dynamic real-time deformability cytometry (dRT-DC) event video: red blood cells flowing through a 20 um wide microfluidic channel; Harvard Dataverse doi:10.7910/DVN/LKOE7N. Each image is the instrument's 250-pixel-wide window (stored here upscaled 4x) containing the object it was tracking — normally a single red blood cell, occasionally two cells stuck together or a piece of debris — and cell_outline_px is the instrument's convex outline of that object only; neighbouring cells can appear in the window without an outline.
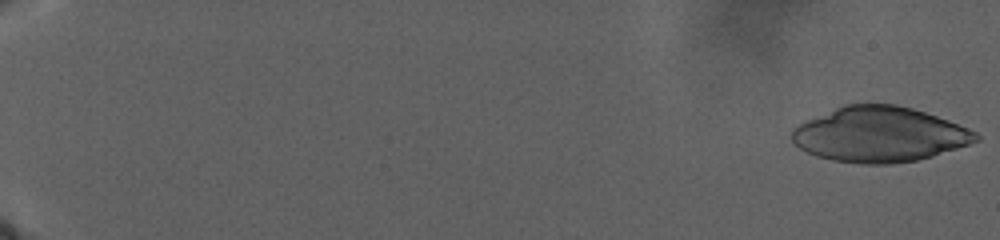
{"species": "human", "species_latin": "Homo sapiens", "temperature_condition": "warm", "stored_images_in_passage": 98, "camera_frame_rate_fps": 3000, "um_per_image_px": 0.085, "donor": {"sex": "male"}, "frame": {"image": 1, "passage_image": 1, "time_ms": 0.0, "image_size_px": [1000, 240], "cell_outline_px": [[980, 140], [932, 156], [916, 160], [892, 164], [860, 164], [832, 160], [816, 156], [792, 144], [792, 128], [808, 120], [844, 104], [896, 104], [912, 108], [948, 120], [976, 132], [980, 136]], "centroid_in_image_um": [74.74, 11.44], "position_along_channel_um": 10.3, "area_um2": 58.84}}
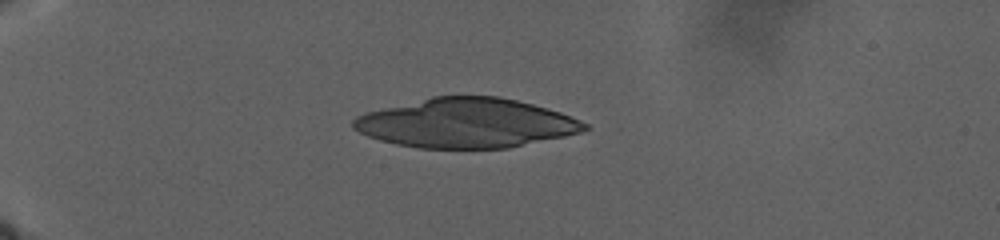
{"frame": {"image": 2, "passage_image": 69, "time_ms": 12.0, "image_size_px": [1000, 240], "cell_outline_px": [[592, 128], [584, 132], [508, 148], [420, 148], [396, 144], [380, 140], [368, 136], [352, 128], [352, 120], [356, 116], [368, 112], [432, 96], [500, 96], [548, 108], [560, 112], [580, 120], [588, 124]], "centroid_in_image_um": [39.67, 10.46], "position_along_channel_um": 45.3, "area_um2": 66.53}}